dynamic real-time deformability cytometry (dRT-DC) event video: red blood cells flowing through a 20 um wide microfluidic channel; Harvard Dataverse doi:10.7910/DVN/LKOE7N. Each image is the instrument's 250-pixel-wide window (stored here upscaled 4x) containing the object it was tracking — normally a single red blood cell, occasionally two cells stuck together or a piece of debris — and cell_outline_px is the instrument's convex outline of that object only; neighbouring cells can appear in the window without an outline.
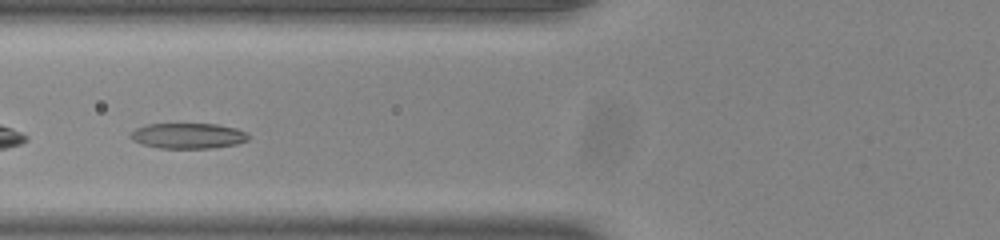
{"species": "common noctule bat (a hibernating species)", "species_latin": "Nyctalus noctula", "temperature_condition": "room temperature", "stored_images_in_passage": 31, "camera_frame_rate_fps": 3000, "um_per_image_px": 0.085, "animal": {"sex": "male", "body_mass_g": 20.0, "forearm_length_mm": 53.3}, "frame": {"image": 1, "passage_image": 5, "time_ms": 1.333, "image_size_px": [1000, 240], "cell_outline_px": [[248, 140], [236, 144], [212, 148], [160, 148], [140, 144], [132, 140], [128, 136], [136, 128], [144, 124], [216, 124], [236, 128], [248, 132]], "centroid_in_image_um": [15.96, 11.54], "position_along_channel_um": 109.8, "area_um2": 17.63}}
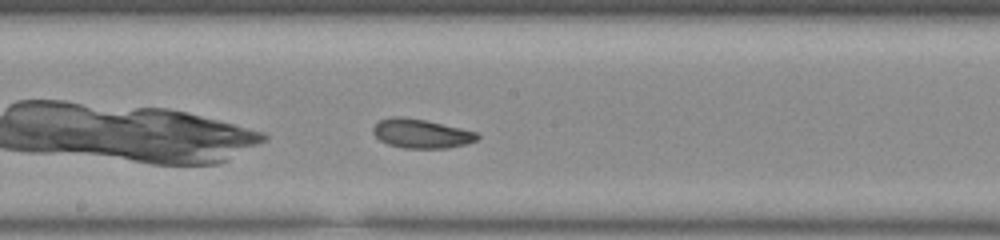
{"frame": {"image": 2, "passage_image": 13, "time_ms": 4.0, "image_size_px": [1000, 240], "cell_outline_px": [[480, 136], [476, 140], [464, 144], [448, 148], [404, 148], [388, 144], [380, 140], [372, 132], [372, 128], [380, 120], [392, 116], [400, 116], [424, 120], [460, 128], [476, 132]], "centroid_in_image_um": [35.77, 11.35], "position_along_channel_um": 212.4, "area_um2": 17.46}}
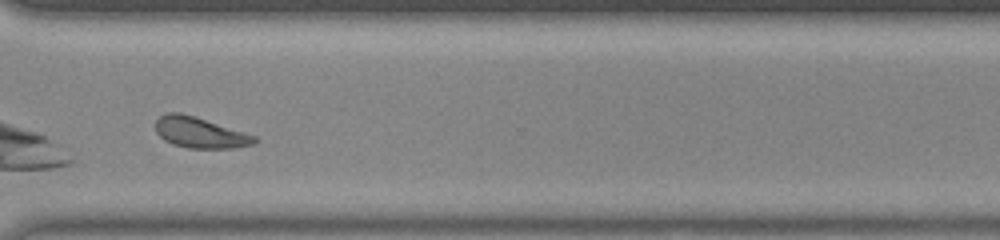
{"frame": {"image": 3, "passage_image": 24, "time_ms": 7.667, "image_size_px": [1000, 240], "cell_outline_px": [[256, 144], [232, 148], [188, 148], [172, 144], [164, 140], [156, 132], [156, 120], [160, 116], [168, 112], [180, 112], [256, 136]], "centroid_in_image_um": [16.97, 11.28], "position_along_channel_um": 353.6, "area_um2": 17.51}, "authors_computed_cell_mechanics": {"area_um2": 17.3978, "velocity_mm_per_s": 3.8444, "shape_relaxation_time_tau1_ms": 2.6681, "shape_relaxation_time_tau2_ms": 3.4715, "deformation_change_tau1": 0.1059, "deformation_change_tau2": 0.0933}}